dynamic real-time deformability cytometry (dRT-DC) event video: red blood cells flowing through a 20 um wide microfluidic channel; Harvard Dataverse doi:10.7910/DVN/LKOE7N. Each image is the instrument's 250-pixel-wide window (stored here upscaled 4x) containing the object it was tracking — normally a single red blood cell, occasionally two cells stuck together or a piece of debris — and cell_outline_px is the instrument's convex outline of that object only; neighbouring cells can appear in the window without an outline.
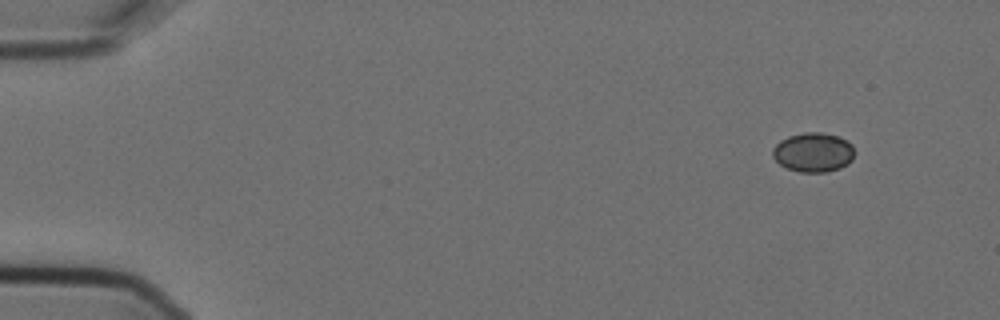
{"species": "Egyptian fruit bat (a non-hibernating species)", "species_latin": "Rousettus aegyptiacus", "temperature_condition": "cold", "stored_images_in_passage": 7, "camera_frame_rate_fps": 3000, "um_per_image_px": 0.085, "animal": {"sex": "female"}, "frame": {"image": 1, "passage_image": 1, "time_ms": 0.0, "image_size_px": [1000, 320], "cell_outline_px": [[852, 160], [848, 164], [840, 168], [824, 172], [800, 172], [788, 168], [780, 164], [772, 156], [772, 148], [780, 140], [788, 136], [804, 132], [820, 132], [836, 136], [848, 140], [852, 144]], "centroid_in_image_um": [69.11, 12.94], "position_along_channel_um": 15.9, "area_um2": 18.73}}
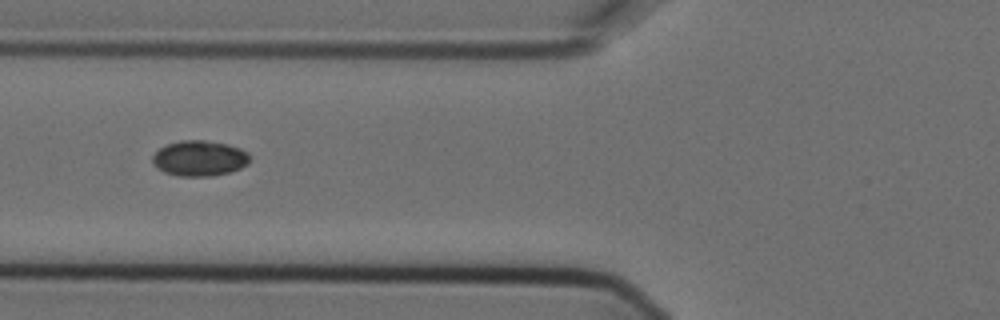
{"frame": {"image": 2, "passage_image": 6, "time_ms": 1.667, "image_size_px": [1000, 320], "cell_outline_px": [[248, 164], [240, 168], [228, 172], [212, 176], [176, 176], [164, 172], [156, 168], [152, 164], [152, 156], [160, 148], [168, 144], [180, 140], [204, 140], [228, 144], [240, 148], [248, 152]], "centroid_in_image_um": [16.92, 13.46], "position_along_channel_um": 108.9, "area_um2": 20.17}}
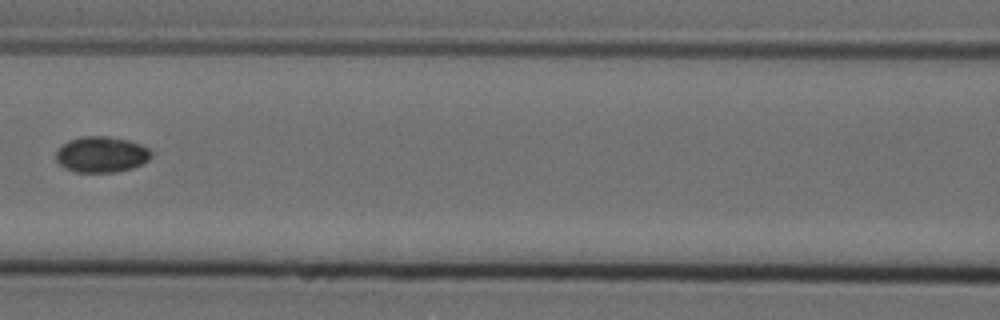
{"frame": {"image": 3, "passage_image": 7, "time_ms": 2.0, "image_size_px": [1000, 320], "cell_outline_px": [[152, 156], [148, 160], [132, 168], [116, 172], [76, 172], [64, 168], [56, 160], [56, 152], [68, 140], [84, 136], [104, 136], [128, 140], [140, 144], [148, 148], [152, 152]], "centroid_in_image_um": [8.62, 13.13], "position_along_channel_um": 158.0, "area_um2": 19.83}}